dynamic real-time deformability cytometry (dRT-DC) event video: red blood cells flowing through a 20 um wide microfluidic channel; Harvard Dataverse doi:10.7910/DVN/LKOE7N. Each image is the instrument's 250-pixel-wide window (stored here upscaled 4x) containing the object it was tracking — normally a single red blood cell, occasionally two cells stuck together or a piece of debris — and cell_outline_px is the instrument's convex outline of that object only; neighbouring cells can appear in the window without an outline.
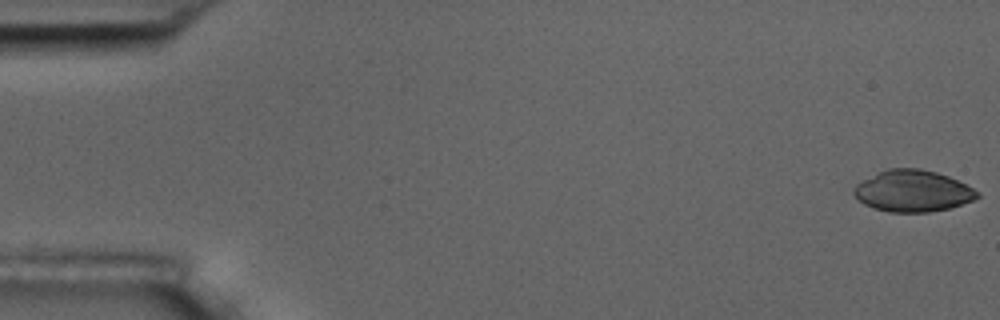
{"species": "common noctule bat (a hibernating species)", "species_latin": "Nyctalus noctula", "temperature_condition": "room temperature", "stored_images_in_passage": 6, "camera_frame_rate_fps": 3000, "um_per_image_px": 0.085, "animal": {"sex": "male", "body_mass_g": 17.5, "forearm_length_mm": 52.3}, "frame": {"image": 1, "passage_image": 1, "time_ms": 0.0, "image_size_px": [1000, 320], "cell_outline_px": [[980, 196], [972, 200], [948, 208], [928, 212], [888, 212], [872, 208], [864, 204], [852, 192], [852, 188], [856, 184], [888, 168], [920, 168], [936, 172], [948, 176], [980, 192]], "centroid_in_image_um": [77.56, 16.24], "position_along_channel_um": 7.4, "area_um2": 29.59}}
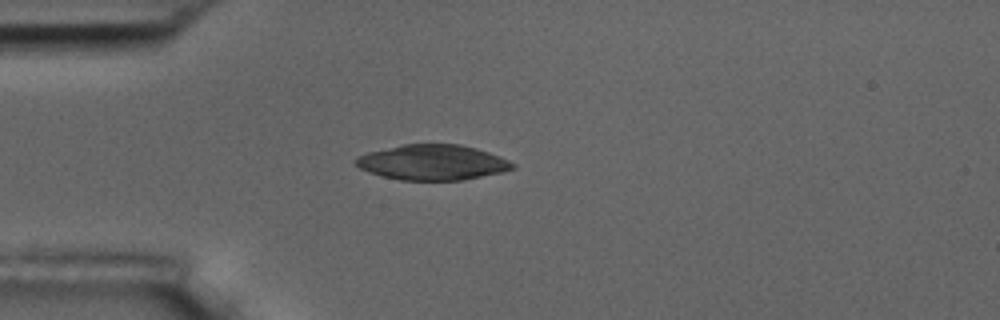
{"frame": {"image": 2, "passage_image": 5, "time_ms": 4.667, "image_size_px": [1000, 320], "cell_outline_px": [[516, 168], [504, 172], [460, 180], [400, 180], [368, 172], [360, 168], [356, 164], [356, 156], [368, 152], [404, 144], [460, 144], [476, 148], [500, 156], [516, 164]], "centroid_in_image_um": [36.79, 13.8], "position_along_channel_um": 48.2, "area_um2": 32.19}}